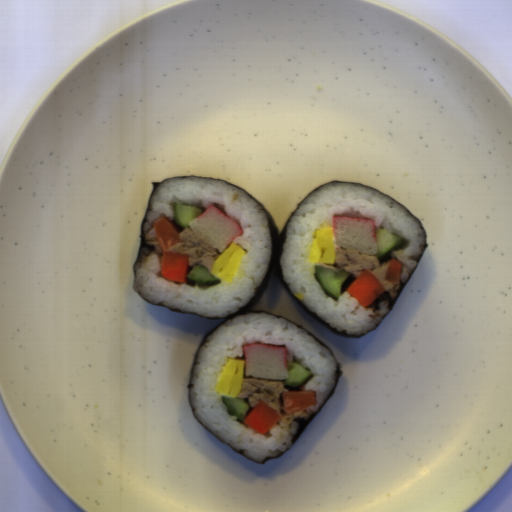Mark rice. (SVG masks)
Masks as SVG:
<instances>
[{
    "instance_id": "652b925c",
    "label": "rice",
    "mask_w": 512,
    "mask_h": 512,
    "mask_svg": "<svg viewBox=\"0 0 512 512\" xmlns=\"http://www.w3.org/2000/svg\"><path fill=\"white\" fill-rule=\"evenodd\" d=\"M175 203L198 207L202 214L214 206L239 225L242 234L232 244L245 253L233 280L210 287L169 280L162 275L163 255L144 246L135 265V292L154 304L205 318H224L239 311L252 301L268 268L272 244L265 212L244 191L221 180L173 177L160 183L151 197L143 226L146 241L159 242L153 225L161 217L174 225Z\"/></svg>"
},
{
    "instance_id": "023b6e5f",
    "label": "rice",
    "mask_w": 512,
    "mask_h": 512,
    "mask_svg": "<svg viewBox=\"0 0 512 512\" xmlns=\"http://www.w3.org/2000/svg\"><path fill=\"white\" fill-rule=\"evenodd\" d=\"M286 347L287 363L302 364L314 377L297 389L315 391L317 404L286 414L265 434L226 414L214 390L217 377L229 358L244 361L243 347L251 343ZM337 362L330 350L292 323L274 316L252 313L229 319L206 339L197 354L188 402L202 426L244 457L257 463L282 456L292 446L299 427L295 418L308 419L319 411L336 383Z\"/></svg>"
},
{
    "instance_id": "8eca5e8b",
    "label": "rice",
    "mask_w": 512,
    "mask_h": 512,
    "mask_svg": "<svg viewBox=\"0 0 512 512\" xmlns=\"http://www.w3.org/2000/svg\"><path fill=\"white\" fill-rule=\"evenodd\" d=\"M333 216L374 220L375 231L384 229L407 242L391 253L401 262L400 282L407 279L425 247L421 225L394 199L365 186L329 183L310 194L292 215L286 228L281 268L295 297L336 330L352 335L373 331L390 312V301L379 302L380 310L367 309L346 289L337 300L328 296L314 276L310 262L312 237L320 228L333 229Z\"/></svg>"
}]
</instances>
